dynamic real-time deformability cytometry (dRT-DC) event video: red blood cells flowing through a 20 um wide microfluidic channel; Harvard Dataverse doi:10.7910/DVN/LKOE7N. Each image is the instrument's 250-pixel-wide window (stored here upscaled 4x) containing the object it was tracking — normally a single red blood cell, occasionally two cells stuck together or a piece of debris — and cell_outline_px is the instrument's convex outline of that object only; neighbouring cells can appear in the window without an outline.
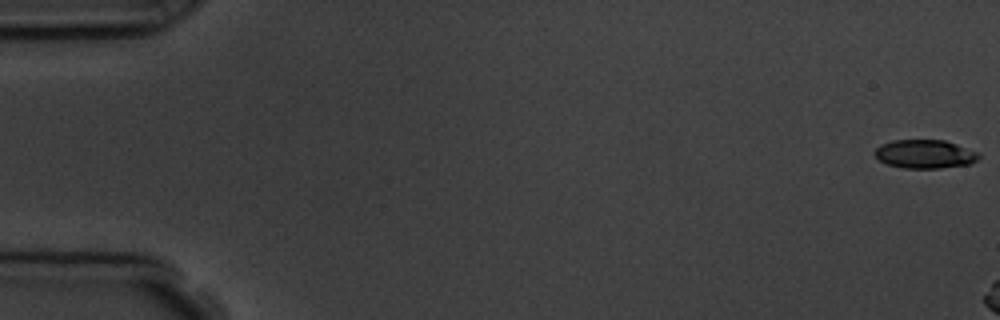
{"species": "common noctule bat (a hibernating species)", "species_latin": "Nyctalus noctula", "temperature_condition": "room temperature", "stored_images_in_passage": 3, "camera_frame_rate_fps": 3000, "um_per_image_px": 0.085, "animal": {"sex": "male", "body_mass_g": 19.5, "forearm_length_mm": 54.6}, "frame": {"image": 1, "passage_image": 1, "time_ms": 0.0, "image_size_px": [1000, 320], "cell_outline_px": [[980, 156], [972, 164], [940, 168], [904, 168], [888, 164], [880, 160], [876, 156], [876, 148], [880, 144], [892, 140], [944, 140], [956, 144], [976, 152]], "centroid_in_image_um": [78.61, 13.09], "position_along_channel_um": 6.4, "area_um2": 17.17}}